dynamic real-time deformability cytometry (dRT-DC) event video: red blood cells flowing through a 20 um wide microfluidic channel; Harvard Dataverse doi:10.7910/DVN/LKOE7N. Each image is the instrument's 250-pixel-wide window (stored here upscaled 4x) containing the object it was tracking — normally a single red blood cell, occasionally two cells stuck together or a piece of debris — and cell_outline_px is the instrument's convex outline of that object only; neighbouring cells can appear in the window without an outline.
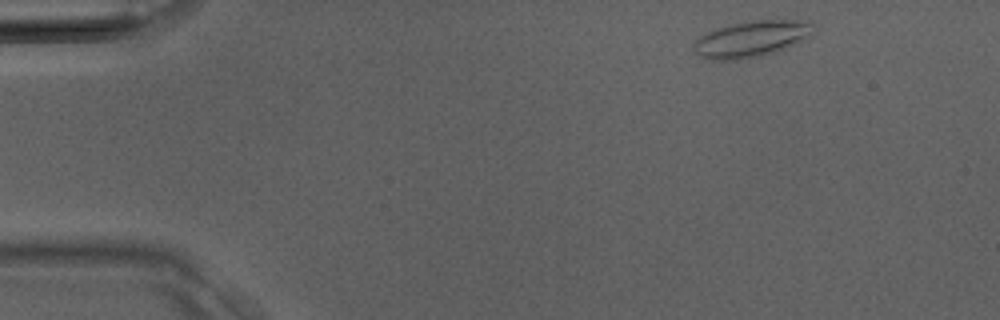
{"species": "Egyptian fruit bat (a non-hibernating species)", "species_latin": "Rousettus aegyptiacus", "temperature_condition": "room temperature", "stored_images_in_passage": 34, "camera_frame_rate_fps": 3000, "um_per_image_px": 0.085, "animal": {"sex": "male"}, "frame": {"image": 1, "passage_image": 1, "time_ms": 0.0, "image_size_px": [1000, 320], "cell_outline_px": [[812, 36], [784, 48], [772, 52], [756, 56], [736, 60], [712, 60], [700, 56], [692, 52], [692, 44], [700, 36], [716, 28], [732, 24], [760, 20], [796, 20], [812, 24]], "centroid_in_image_um": [63.79, 3.32], "position_along_channel_um": 21.2, "area_um2": 24.8}}
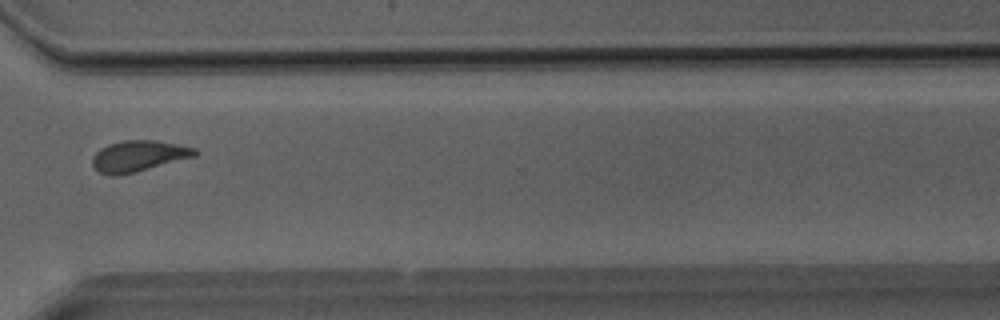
{"frame": {"image": 2, "passage_image": 25, "time_ms": 8.0, "image_size_px": [1000, 320], "cell_outline_px": [[200, 152], [196, 156], [136, 172], [116, 176], [108, 176], [100, 172], [92, 164], [92, 156], [100, 148], [108, 144], [124, 140], [156, 140], [196, 148]], "centroid_in_image_um": [11.78, 13.26], "position_along_channel_um": 358.8, "area_um2": 18.67}}
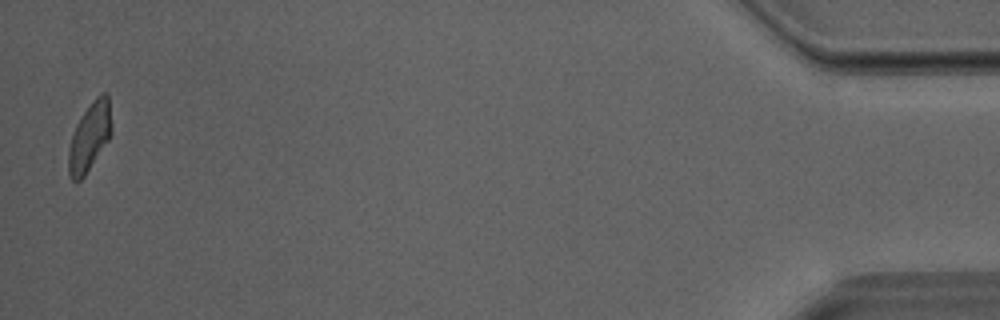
{"frame": {"image": 3, "passage_image": 34, "time_ms": 11.0, "image_size_px": [1000, 320], "cell_outline_px": [[112, 132], [108, 140], [84, 176], [80, 180], [72, 180], [68, 176], [68, 152], [72, 136], [76, 124], [92, 100], [100, 92], [104, 92], [108, 96], [112, 128]], "centroid_in_image_um": [7.61, 11.61], "position_along_channel_um": 427.6, "area_um2": 16.99}}